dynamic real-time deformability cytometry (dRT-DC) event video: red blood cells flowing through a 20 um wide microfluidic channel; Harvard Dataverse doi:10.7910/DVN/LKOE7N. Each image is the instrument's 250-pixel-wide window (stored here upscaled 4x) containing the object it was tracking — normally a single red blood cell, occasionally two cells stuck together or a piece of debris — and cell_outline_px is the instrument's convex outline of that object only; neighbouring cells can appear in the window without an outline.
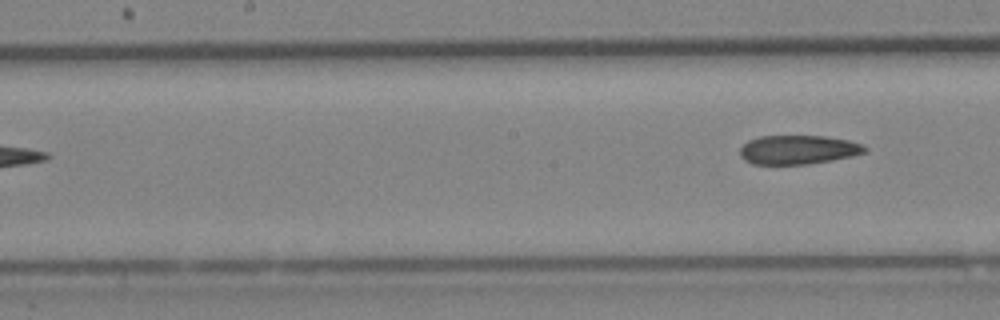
{"species": "Egyptian fruit bat (a non-hibernating species)", "species_latin": "Rousettus aegyptiacus", "temperature_condition": "cold", "stored_images_in_passage": 6, "segment_of_instrument_passage": [2, 2], "camera_frame_rate_fps": 3000, "um_per_image_px": 0.085, "animal": {"sex": "female"}, "frame": {"image": 1, "passage_image": 6, "time_ms": 5.667, "image_size_px": [1000, 320], "cell_outline_px": [[868, 152], [852, 156], [832, 160], [808, 164], [752, 164], [744, 160], [740, 156], [740, 148], [748, 140], [760, 136], [824, 136], [848, 140], [864, 144], [868, 148]], "centroid_in_image_um": [67.87, 12.72], "position_along_channel_um": 180.3, "area_um2": 21.27}}